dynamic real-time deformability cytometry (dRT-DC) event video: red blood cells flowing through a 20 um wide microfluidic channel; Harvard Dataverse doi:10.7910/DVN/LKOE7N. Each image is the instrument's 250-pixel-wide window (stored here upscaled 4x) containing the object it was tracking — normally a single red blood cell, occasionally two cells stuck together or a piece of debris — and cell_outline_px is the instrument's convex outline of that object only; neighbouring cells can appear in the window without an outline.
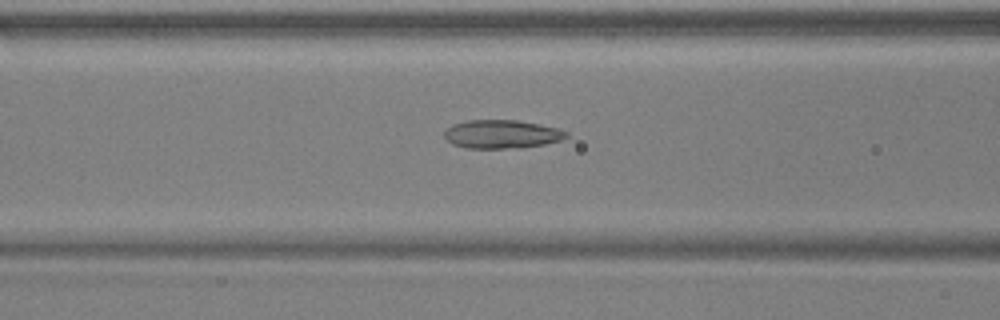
{"species": "common noctule bat (a hibernating species)", "species_latin": "Nyctalus noctula", "temperature_condition": "warm", "stored_images_in_passage": 54, "camera_frame_rate_fps": 3000, "um_per_image_px": 0.085, "animal": {"sex": "male", "body_mass_g": 17.9, "forearm_length_mm": 54.2}, "frame": {"image": 1, "passage_image": 22, "time_ms": 7.0, "image_size_px": [1000, 320], "cell_outline_px": [[568, 136], [560, 140], [544, 144], [520, 148], [464, 148], [452, 144], [444, 136], [444, 132], [452, 124], [468, 120], [516, 120], [540, 124], [556, 128], [568, 132]], "centroid_in_image_um": [42.63, 11.4], "position_along_channel_um": 124.0, "area_um2": 20.23}}
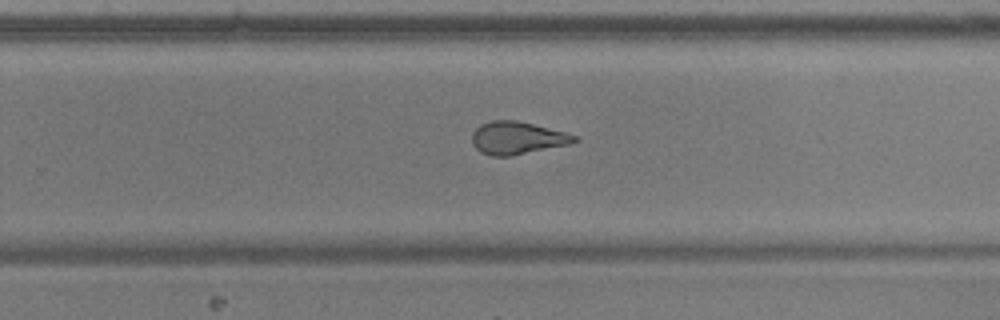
{"frame": {"image": 2, "passage_image": 35, "time_ms": 11.333, "image_size_px": [1000, 320], "cell_outline_px": [[580, 140], [568, 144], [512, 156], [492, 156], [480, 152], [472, 144], [472, 132], [480, 124], [492, 120], [516, 120], [568, 132], [576, 136]], "centroid_in_image_um": [43.96, 11.72], "position_along_channel_um": 285.8, "area_um2": 19.59}}
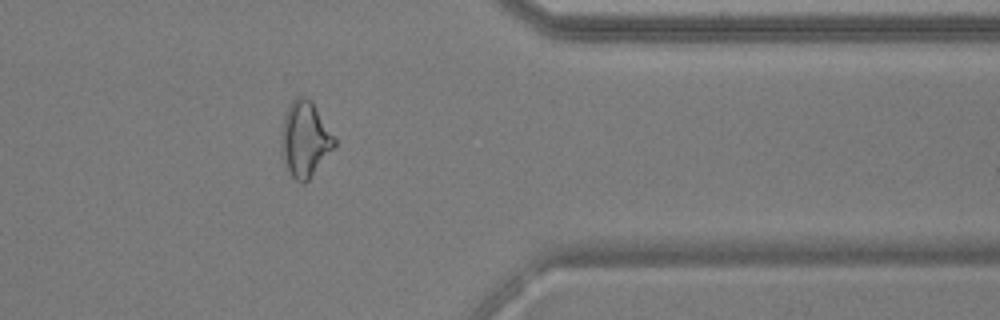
{"frame": {"image": 3, "passage_image": 44, "time_ms": 14.333, "image_size_px": [1000, 320], "cell_outline_px": [[336, 144], [308, 180], [304, 184], [300, 184], [288, 172], [284, 164], [280, 152], [280, 140], [284, 116], [292, 100], [296, 96], [304, 96], [312, 100], [336, 140]], "centroid_in_image_um": [25.88, 11.83], "position_along_channel_um": 385.5, "area_um2": 23.41}, "authors_computed_cell_mechanics": {"area_um2": 21.675, "velocity_mm_per_s": 3.7405, "shape_relaxation_time_tau1_ms": null, "shape_relaxation_time_tau2_ms": 1.6341, "deformation_change_tau1": null, "deformation_change_tau2": 0.0981}}